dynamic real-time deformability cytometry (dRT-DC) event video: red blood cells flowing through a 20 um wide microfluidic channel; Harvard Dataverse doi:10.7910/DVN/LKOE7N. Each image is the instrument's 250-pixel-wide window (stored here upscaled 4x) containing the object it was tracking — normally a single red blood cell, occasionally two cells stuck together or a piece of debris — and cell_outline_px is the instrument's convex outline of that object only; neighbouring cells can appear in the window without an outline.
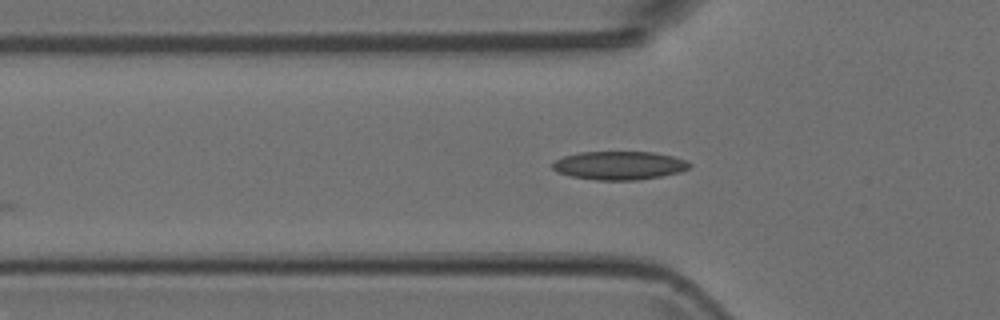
{"species": "Egyptian fruit bat (a non-hibernating species)", "species_latin": "Rousettus aegyptiacus", "temperature_condition": "room temperature", "stored_images_in_passage": 5, "camera_frame_rate_fps": 3000, "um_per_image_px": 0.085, "animal": {"sex": "female"}, "frame": {"image": 1, "passage_image": 5, "time_ms": 1.333, "image_size_px": [1000, 320], "cell_outline_px": [[692, 164], [688, 168], [680, 172], [660, 176], [636, 180], [596, 180], [572, 176], [560, 172], [552, 168], [552, 164], [556, 160], [564, 156], [580, 152], [656, 152], [672, 156], [684, 160]], "centroid_in_image_um": [52.65, 14.06], "position_along_channel_um": 73.2, "area_um2": 22.48}}